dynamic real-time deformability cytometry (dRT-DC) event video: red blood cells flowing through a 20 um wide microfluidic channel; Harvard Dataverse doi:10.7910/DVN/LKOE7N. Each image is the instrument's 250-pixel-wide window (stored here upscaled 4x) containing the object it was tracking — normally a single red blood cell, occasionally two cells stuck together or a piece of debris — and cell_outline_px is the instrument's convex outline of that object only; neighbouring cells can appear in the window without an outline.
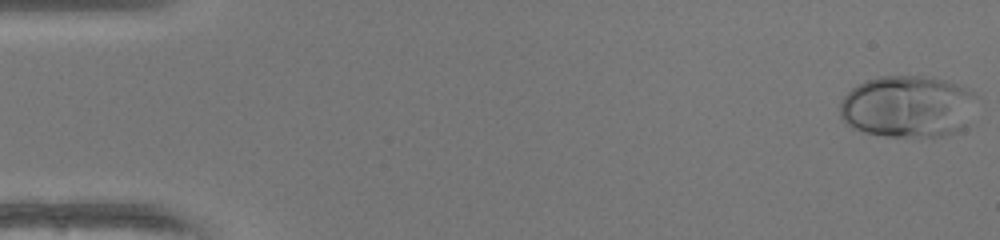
{"species": "human", "species_latin": "Homo sapiens", "temperature_condition": "warm", "stored_images_in_passage": 49, "camera_frame_rate_fps": 3000, "um_per_image_px": 0.085, "donor": {"sex": "female"}, "frame": {"image": 1, "passage_image": 1, "time_ms": 0.0, "image_size_px": [1000, 240], "cell_outline_px": [[980, 96], [964, 128], [956, 132], [944, 136], [888, 136], [864, 132], [852, 128], [840, 116], [840, 104], [844, 96], [852, 88], [864, 80], [880, 76], [924, 76], [944, 80], [968, 88]], "centroid_in_image_um": [77.19, 9.05], "position_along_channel_um": 7.8, "area_um2": 49.71}}
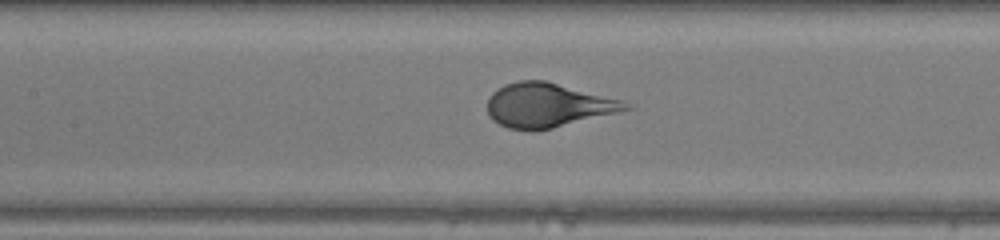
{"frame": {"image": 2, "passage_image": 23, "time_ms": 7.333, "image_size_px": [1000, 240], "cell_outline_px": [[632, 108], [552, 128], [532, 132], [528, 132], [508, 128], [492, 120], [488, 116], [488, 96], [492, 92], [504, 84], [520, 80], [544, 80], [620, 100], [628, 104]], "centroid_in_image_um": [46.46, 8.96], "position_along_channel_um": 160.9, "area_um2": 35.26}}
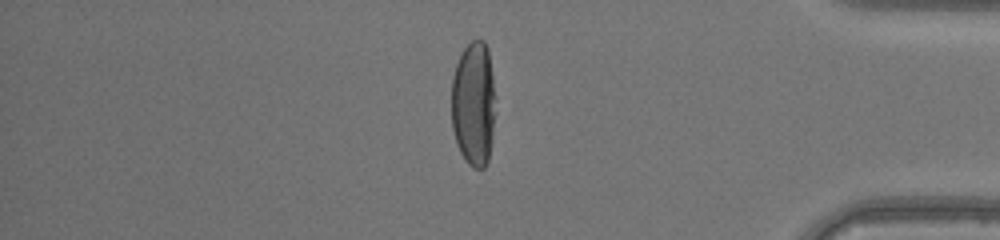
{"frame": {"image": 3, "passage_image": 42, "time_ms": 13.667, "image_size_px": [1000, 240], "cell_outline_px": [[496, 112], [488, 160], [484, 168], [472, 168], [464, 160], [456, 144], [452, 128], [452, 76], [456, 64], [464, 48], [472, 40], [484, 40], [488, 48], [496, 96]], "centroid_in_image_um": [40.27, 8.84], "position_along_channel_um": 394.9, "area_um2": 32.66}}